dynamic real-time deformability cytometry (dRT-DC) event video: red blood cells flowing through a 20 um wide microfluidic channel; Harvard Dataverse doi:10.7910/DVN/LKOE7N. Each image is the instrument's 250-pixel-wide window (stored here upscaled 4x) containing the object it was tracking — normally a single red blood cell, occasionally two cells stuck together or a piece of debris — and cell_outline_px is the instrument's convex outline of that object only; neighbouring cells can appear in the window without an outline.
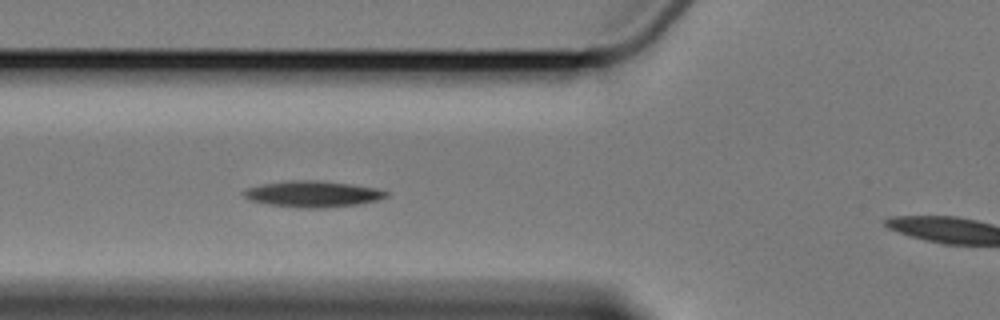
{"species": "Egyptian fruit bat (a non-hibernating species)", "species_latin": "Rousettus aegyptiacus", "temperature_condition": "cold", "stored_images_in_passage": 5, "segment_of_instrument_passage": [2, 2], "camera_frame_rate_fps": 3000, "um_per_image_px": 0.085, "animal": {"sex": "female"}, "frame": {"image": 1, "passage_image": 4, "time_ms": 3.667, "image_size_px": [1000, 320], "cell_outline_px": [[392, 192], [388, 196], [380, 200], [360, 204], [324, 208], [300, 208], [268, 204], [252, 200], [244, 196], [244, 192], [248, 188], [264, 184], [288, 180], [316, 180], [352, 184], [376, 188]], "centroid_in_image_um": [26.69, 16.49], "position_along_channel_um": 99.1, "area_um2": 21.79}}